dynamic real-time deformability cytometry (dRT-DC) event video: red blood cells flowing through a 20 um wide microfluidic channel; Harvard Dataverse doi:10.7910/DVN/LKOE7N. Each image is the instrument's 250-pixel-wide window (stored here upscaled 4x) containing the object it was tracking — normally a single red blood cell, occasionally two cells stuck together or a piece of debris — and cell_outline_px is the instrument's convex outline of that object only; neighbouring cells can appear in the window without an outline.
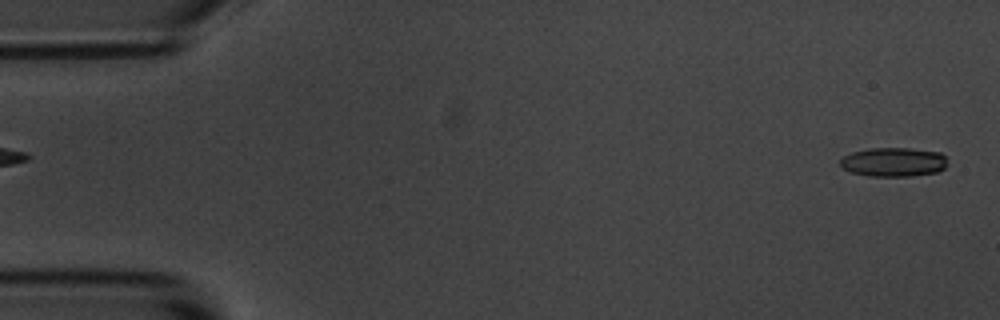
{"species": "common noctule bat (a hibernating species)", "species_latin": "Nyctalus noctula", "temperature_condition": "room temperature", "stored_images_in_passage": 6, "segment_of_instrument_passage": [2, 2], "camera_frame_rate_fps": 3000, "um_per_image_px": 0.085, "animal": {"sex": "male", "body_mass_g": 20.1, "forearm_length_mm": 53.5}, "frame": {"image": 1, "passage_image": 6, "time_ms": 5.667, "image_size_px": [1000, 320], "cell_outline_px": [[944, 168], [936, 172], [912, 176], [868, 176], [852, 172], [840, 168], [840, 160], [844, 156], [852, 152], [868, 148], [908, 148], [940, 152], [944, 156]], "centroid_in_image_um": [75.89, 13.77], "position_along_channel_um": 9.1, "area_um2": 18.09}}